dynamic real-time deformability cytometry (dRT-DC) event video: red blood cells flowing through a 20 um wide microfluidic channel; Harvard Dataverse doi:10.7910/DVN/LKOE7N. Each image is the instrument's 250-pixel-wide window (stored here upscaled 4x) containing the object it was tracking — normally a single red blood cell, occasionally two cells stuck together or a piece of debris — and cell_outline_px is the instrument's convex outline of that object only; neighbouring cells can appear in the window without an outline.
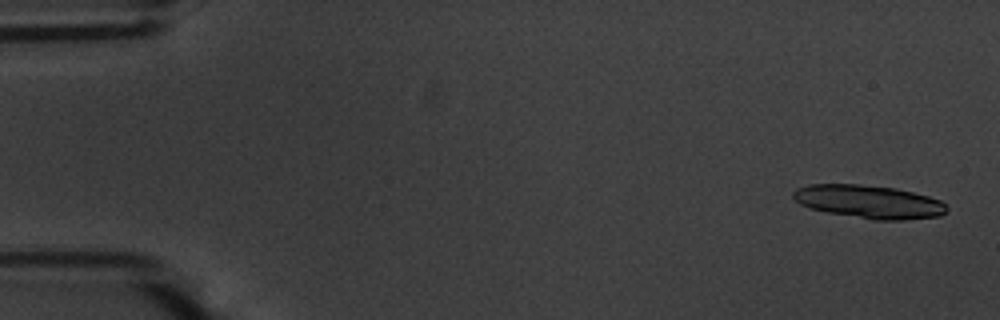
{"species": "common noctule bat (a hibernating species)", "species_latin": "Nyctalus noctula", "temperature_condition": "warm", "stored_images_in_passage": 25, "camera_frame_rate_fps": 3000, "um_per_image_px": 0.085, "animal": {"sex": "male", "body_mass_g": 20.1, "forearm_length_mm": 53.5}, "frame": {"image": 1, "passage_image": 2, "time_ms": 0.333, "image_size_px": [1000, 320], "cell_outline_px": [[948, 212], [940, 216], [904, 220], [872, 220], [828, 212], [808, 208], [800, 204], [792, 196], [792, 192], [796, 188], [808, 184], [856, 184], [896, 188], [928, 196], [940, 200], [948, 208]], "centroid_in_image_um": [73.85, 17.15], "position_along_channel_um": 11.1, "area_um2": 29.88}}